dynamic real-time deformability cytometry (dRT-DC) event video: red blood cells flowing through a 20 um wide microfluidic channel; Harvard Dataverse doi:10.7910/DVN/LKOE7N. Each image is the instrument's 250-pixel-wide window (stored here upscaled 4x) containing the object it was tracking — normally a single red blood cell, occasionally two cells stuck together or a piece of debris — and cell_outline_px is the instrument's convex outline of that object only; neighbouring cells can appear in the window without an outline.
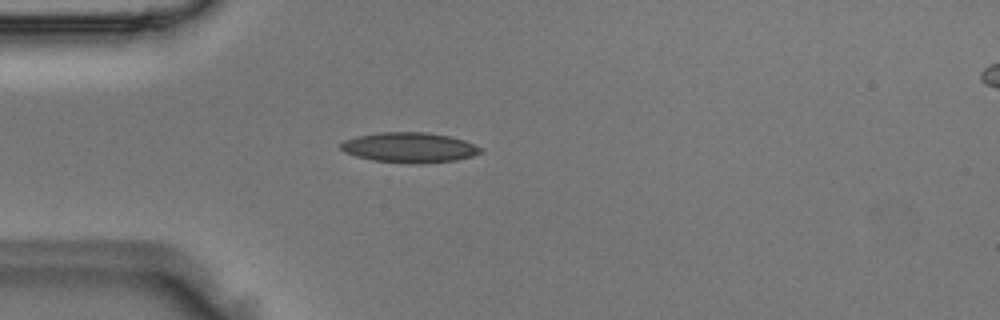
{"species": "Egyptian fruit bat (a non-hibernating species)", "species_latin": "Rousettus aegyptiacus", "temperature_condition": "room temperature", "stored_images_in_passage": 3, "camera_frame_rate_fps": 3000, "um_per_image_px": 0.085, "animal": {"sex": "male"}, "frame": {"image": 1, "passage_image": 3, "time_ms": 0.667, "image_size_px": [1000, 320], "cell_outline_px": [[484, 152], [472, 156], [456, 160], [424, 164], [416, 164], [372, 160], [356, 156], [344, 152], [340, 148], [340, 144], [344, 140], [356, 136], [380, 132], [424, 132], [448, 136], [464, 140], [484, 148]], "centroid_in_image_um": [34.82, 12.54], "position_along_channel_um": 50.2, "area_um2": 24.74}}